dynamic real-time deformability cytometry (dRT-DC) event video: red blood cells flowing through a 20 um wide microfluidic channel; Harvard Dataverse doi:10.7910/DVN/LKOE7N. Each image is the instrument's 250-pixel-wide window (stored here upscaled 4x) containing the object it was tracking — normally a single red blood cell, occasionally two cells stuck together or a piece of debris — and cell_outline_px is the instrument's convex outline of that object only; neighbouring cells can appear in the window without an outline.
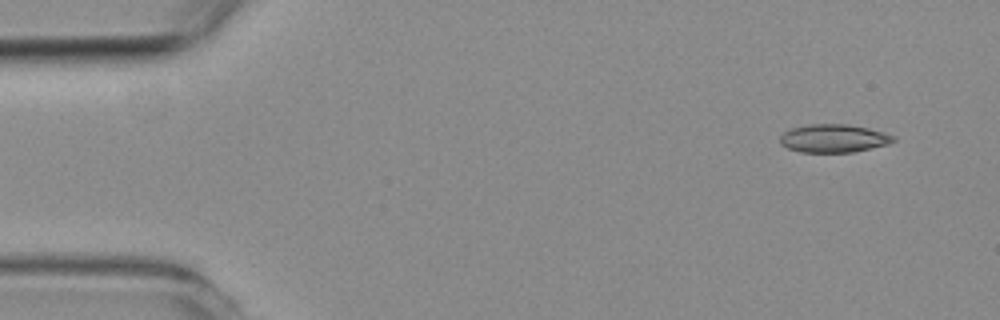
{"species": "common noctule bat (a hibernating species)", "species_latin": "Nyctalus noctula", "temperature_condition": "room temperature", "stored_images_in_passage": 9, "camera_frame_rate_fps": 3000, "um_per_image_px": 0.085, "animal": {"sex": "female", "body_mass_g": 19.3, "forearm_length_mm": 54.1}, "frame": {"image": 1, "passage_image": 1, "time_ms": 0.0, "image_size_px": [1000, 320], "cell_outline_px": [[896, 140], [888, 144], [852, 152], [800, 152], [788, 148], [780, 144], [780, 136], [784, 132], [792, 128], [808, 124], [848, 124], [868, 128], [884, 132], [896, 136]], "centroid_in_image_um": [70.86, 11.75], "position_along_channel_um": 14.1, "area_um2": 18.61}}
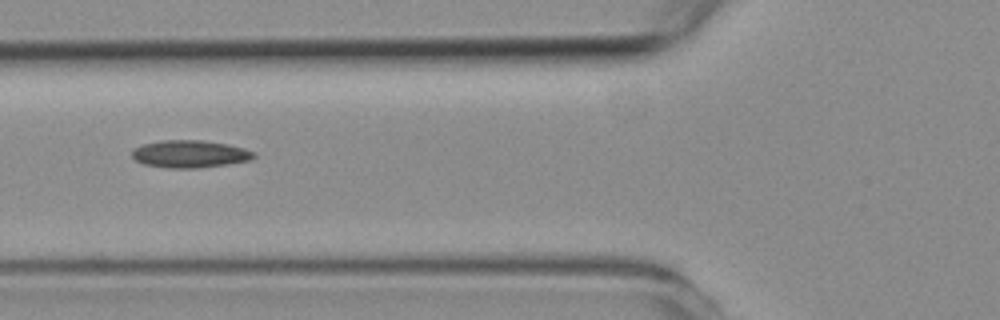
{"frame": {"image": 2, "passage_image": 4, "time_ms": 5.333, "image_size_px": [1000, 320], "cell_outline_px": [[256, 156], [248, 160], [228, 164], [200, 168], [168, 168], [144, 164], [136, 160], [132, 156], [132, 148], [144, 144], [160, 140], [200, 140], [228, 144], [244, 148], [252, 152]], "centroid_in_image_um": [16.11, 13.08], "position_along_channel_um": 109.7, "area_um2": 19.42}}
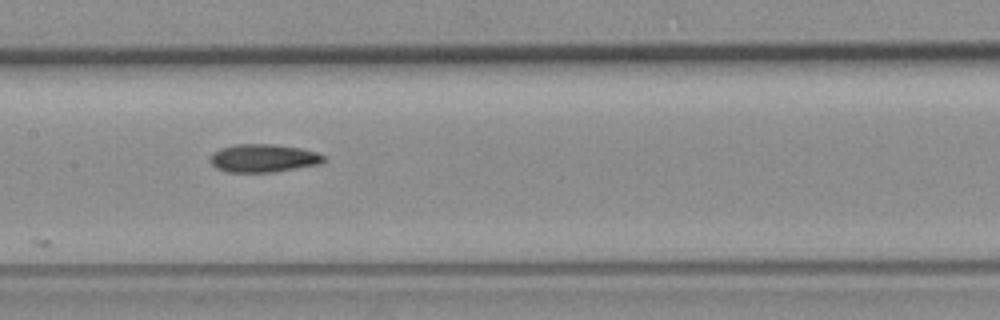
{"frame": {"image": 3, "passage_image": 6, "time_ms": 7.333, "image_size_px": [1000, 320], "cell_outline_px": [[328, 160], [320, 164], [276, 172], [224, 172], [216, 168], [212, 164], [212, 152], [220, 148], [236, 144], [272, 144], [300, 148], [316, 152], [324, 156]], "centroid_in_image_um": [22.41, 13.45], "position_along_channel_um": 185.0, "area_um2": 18.67}}